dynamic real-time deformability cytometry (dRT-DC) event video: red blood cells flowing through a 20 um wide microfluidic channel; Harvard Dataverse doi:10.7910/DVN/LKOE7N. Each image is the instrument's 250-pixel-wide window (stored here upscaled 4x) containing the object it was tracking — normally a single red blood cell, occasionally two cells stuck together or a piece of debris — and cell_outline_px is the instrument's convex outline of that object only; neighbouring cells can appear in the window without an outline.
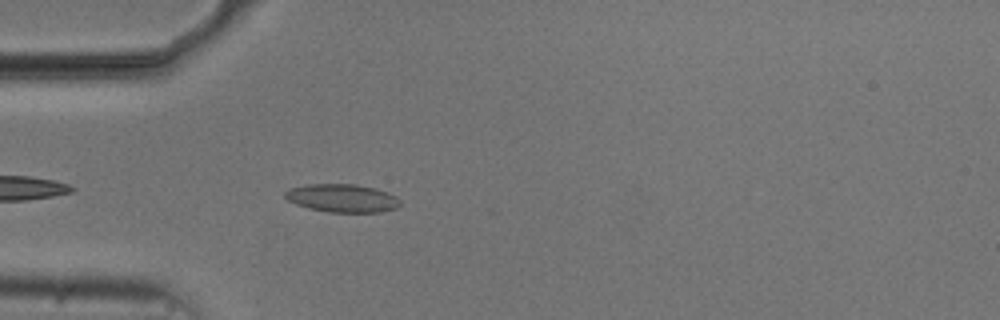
{"species": "common noctule bat (a hibernating species)", "species_latin": "Nyctalus noctula", "temperature_condition": "cold", "stored_images_in_passage": 6, "camera_frame_rate_fps": 3000, "um_per_image_px": 0.085, "animal": {"sex": "male", "body_mass_g": 20.5, "forearm_length_mm": 52.5}, "frame": {"image": 1, "passage_image": 4, "time_ms": 1.0, "image_size_px": [1000, 320], "cell_outline_px": [[400, 204], [396, 208], [380, 212], [328, 212], [308, 208], [296, 204], [288, 200], [284, 196], [284, 192], [292, 188], [308, 184], [356, 184], [376, 188], [388, 192], [396, 196], [400, 200]], "centroid_in_image_um": [29.11, 16.84], "position_along_channel_um": 55.9, "area_um2": 18.9}}